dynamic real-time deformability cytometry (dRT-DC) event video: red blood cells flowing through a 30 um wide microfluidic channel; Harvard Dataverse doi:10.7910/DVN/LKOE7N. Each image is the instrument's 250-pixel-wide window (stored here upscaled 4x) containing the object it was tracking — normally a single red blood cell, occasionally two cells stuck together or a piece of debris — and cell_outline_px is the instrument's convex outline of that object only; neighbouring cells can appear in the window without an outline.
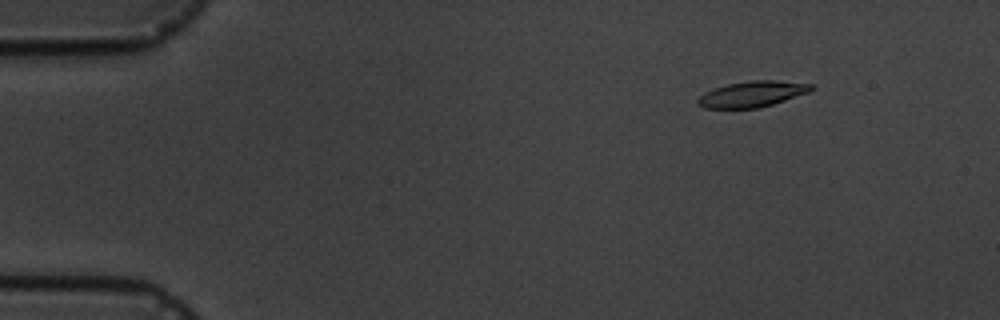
{"species": "common noctule bat (a hibernating species)", "species_latin": "Nyctalus noctula", "temperature_condition": "cold", "stored_images_in_passage": 4, "camera_frame_rate_fps": 3000, "um_per_image_px": 0.085, "animal": {"sex": "male", "body_mass_g": 19.5, "forearm_length_mm": 54.6}, "frame": {"image": 1, "passage_image": 2, "time_ms": 1.333, "image_size_px": [1000, 320], "cell_outline_px": [[816, 88], [808, 92], [760, 108], [704, 108], [696, 100], [704, 92], [712, 88], [728, 84], [752, 80], [776, 80], [812, 84]], "centroid_in_image_um": [63.93, 7.99], "position_along_channel_um": 21.1, "area_um2": 16.99}}
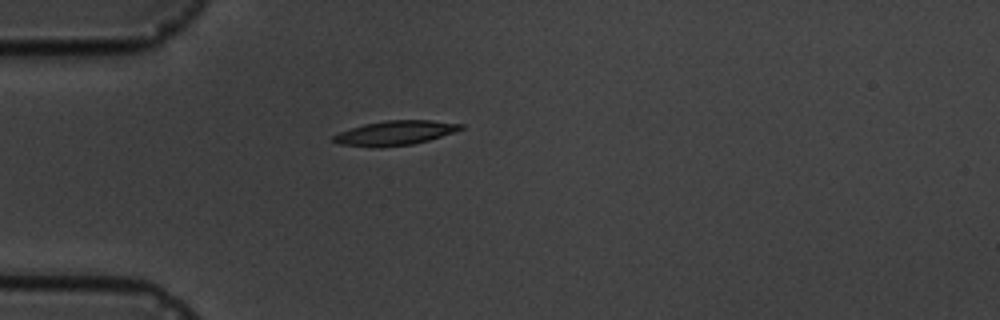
{"frame": {"image": 2, "passage_image": 4, "time_ms": 4.333, "image_size_px": [1000, 320], "cell_outline_px": [[464, 128], [428, 140], [412, 144], [340, 144], [332, 140], [332, 136], [340, 132], [364, 124], [388, 120], [432, 120], [464, 124]], "centroid_in_image_um": [33.67, 11.23], "position_along_channel_um": 51.3, "area_um2": 16.94}}